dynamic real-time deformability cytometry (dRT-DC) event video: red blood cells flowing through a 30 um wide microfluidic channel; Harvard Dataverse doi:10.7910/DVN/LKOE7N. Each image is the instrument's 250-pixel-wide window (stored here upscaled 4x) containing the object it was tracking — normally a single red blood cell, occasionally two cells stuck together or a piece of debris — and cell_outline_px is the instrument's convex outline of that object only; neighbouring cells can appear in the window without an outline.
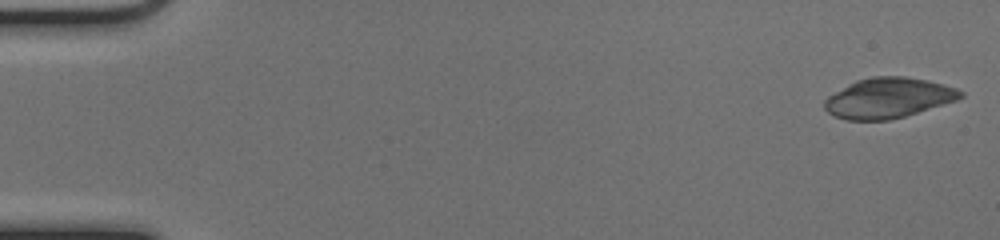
{"species": "common noctule bat (a hibernating species)", "species_latin": "Nyctalus noctula", "temperature_condition": "cold", "stored_images_in_passage": 18, "camera_frame_rate_fps": 3000, "um_per_image_px": 0.085, "animal": {"sex": "female", "body_mass_g": 17.0, "forearm_length_mm": 48.0}, "frame": {"image": 1, "passage_image": 1, "time_ms": 0.0, "image_size_px": [1000, 240], "cell_outline_px": [[964, 96], [956, 100], [904, 116], [888, 120], [848, 120], [836, 116], [828, 112], [824, 108], [824, 100], [828, 96], [848, 84], [856, 80], [872, 76], [904, 76], [928, 80], [944, 84], [956, 88], [964, 92]], "centroid_in_image_um": [75.5, 8.31], "position_along_channel_um": 9.5, "area_um2": 31.73}}